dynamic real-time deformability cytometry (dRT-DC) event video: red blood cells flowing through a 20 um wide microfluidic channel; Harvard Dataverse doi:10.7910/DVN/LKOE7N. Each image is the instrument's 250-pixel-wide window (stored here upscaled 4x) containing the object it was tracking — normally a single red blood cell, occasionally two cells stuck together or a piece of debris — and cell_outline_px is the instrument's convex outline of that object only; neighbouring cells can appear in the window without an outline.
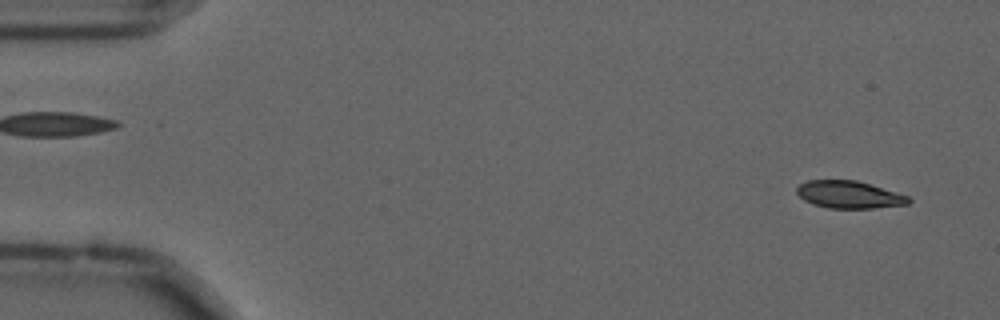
{"species": "common noctule bat (a hibernating species)", "species_latin": "Nyctalus noctula", "temperature_condition": "cold", "stored_images_in_passage": 34, "camera_frame_rate_fps": 3000, "um_per_image_px": 0.085, "animal": {"sex": "male", "forearm_length_mm": 52.5}, "frame": {"image": 1, "passage_image": 3, "time_ms": 0.667, "image_size_px": [1000, 320], "cell_outline_px": [[912, 200], [908, 204], [872, 208], [828, 208], [812, 204], [804, 200], [796, 192], [796, 188], [800, 184], [808, 180], [856, 180], [908, 196]], "centroid_in_image_um": [72.14, 16.54], "position_along_channel_um": 12.9, "area_um2": 17.69}}
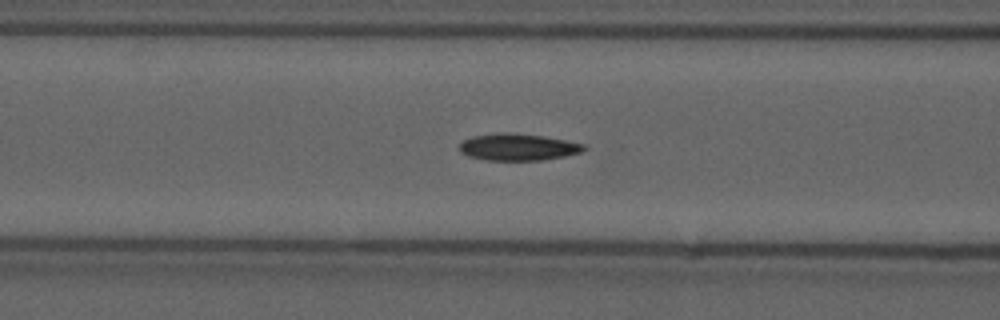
{"frame": {"image": 2, "passage_image": 22, "time_ms": 7.0, "image_size_px": [1000, 320], "cell_outline_px": [[588, 148], [580, 152], [564, 156], [540, 160], [484, 160], [468, 156], [460, 152], [460, 144], [464, 140], [472, 136], [496, 132], [508, 132], [544, 136], [584, 144]], "centroid_in_image_um": [44.0, 12.49], "position_along_channel_um": 122.6, "area_um2": 19.48}}
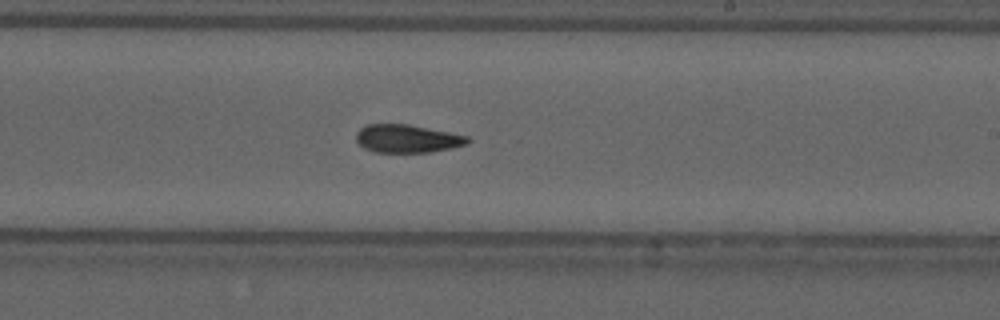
{"frame": {"image": 3, "passage_image": 33, "time_ms": 10.667, "image_size_px": [1000, 320], "cell_outline_px": [[472, 140], [468, 144], [428, 152], [376, 152], [364, 148], [356, 140], [356, 132], [360, 128], [368, 124], [408, 124], [468, 136]], "centroid_in_image_um": [34.6, 11.78], "position_along_channel_um": 254.4, "area_um2": 18.09}}